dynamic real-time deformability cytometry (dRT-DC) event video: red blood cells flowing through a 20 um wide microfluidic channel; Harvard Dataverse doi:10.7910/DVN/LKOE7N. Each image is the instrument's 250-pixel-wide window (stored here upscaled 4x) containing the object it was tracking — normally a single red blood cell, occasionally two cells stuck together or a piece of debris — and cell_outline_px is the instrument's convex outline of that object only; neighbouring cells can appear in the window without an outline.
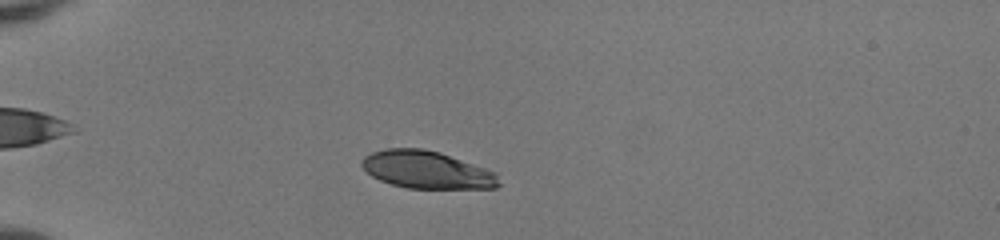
{"species": "human", "species_latin": "Homo sapiens", "temperature_condition": "room temperature", "stored_images_in_passage": 44, "camera_frame_rate_fps": 3000, "um_per_image_px": 0.085, "donor": {"sex": "female"}, "frame": {"image": 1, "passage_image": 8, "time_ms": 2.333, "image_size_px": [1000, 240], "cell_outline_px": [[500, 184], [496, 188], [408, 188], [392, 184], [380, 180], [372, 176], [360, 164], [360, 160], [364, 156], [372, 152], [384, 148], [424, 148], [440, 152], [496, 172]], "centroid_in_image_um": [36.26, 14.42], "position_along_channel_um": 48.7, "area_um2": 29.94}}
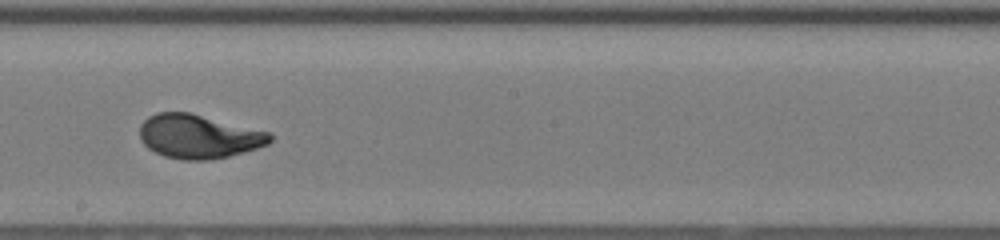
{"frame": {"image": 2, "passage_image": 24, "time_ms": 7.667, "image_size_px": [1000, 240], "cell_outline_px": [[272, 140], [268, 144], [244, 152], [212, 160], [180, 160], [164, 156], [148, 148], [140, 140], [140, 124], [148, 116], [156, 112], [188, 112], [268, 132], [272, 136]], "centroid_in_image_um": [16.84, 11.61], "position_along_channel_um": 231.4, "area_um2": 33.18}}
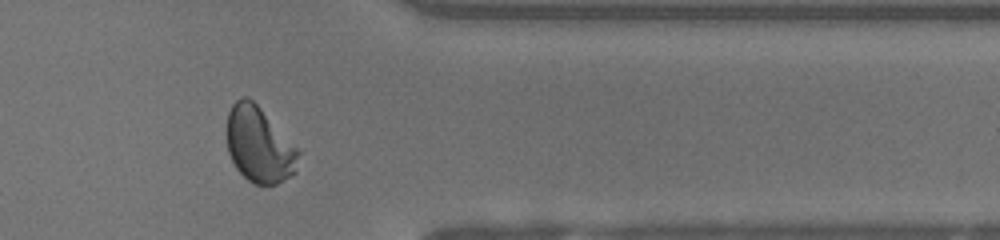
{"frame": {"image": 3, "passage_image": 36, "time_ms": 11.667, "image_size_px": [1000, 240], "cell_outline_px": [[300, 152], [296, 172], [276, 184], [252, 184], [236, 168], [228, 152], [228, 112], [232, 104], [240, 96], [248, 96], [260, 108]], "centroid_in_image_um": [22.02, 12.31], "position_along_channel_um": 389.4, "area_um2": 31.04}, "authors_computed_cell_mechanics": {"area_um2": 32.5992, "velocity_mm_per_s": 4.0934, "shape_relaxation_time_tau1_ms": 2.8908, "shape_relaxation_time_tau2_ms": null, "deformation_change_tau1": 0.1674, "deformation_change_tau2": null}}